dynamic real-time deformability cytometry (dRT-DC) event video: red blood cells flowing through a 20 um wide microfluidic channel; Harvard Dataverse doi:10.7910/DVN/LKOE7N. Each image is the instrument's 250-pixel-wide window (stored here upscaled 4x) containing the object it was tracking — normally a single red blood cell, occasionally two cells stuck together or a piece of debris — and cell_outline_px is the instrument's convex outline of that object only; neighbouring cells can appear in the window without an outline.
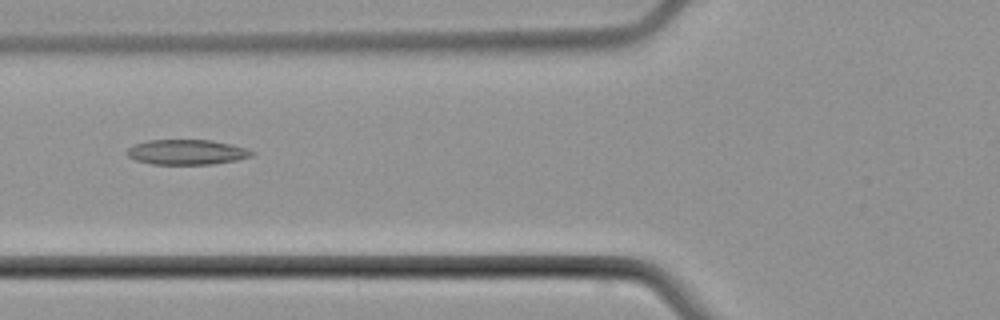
{"species": "common noctule bat (a hibernating species)", "species_latin": "Nyctalus noctula", "temperature_condition": "cold", "stored_images_in_passage": 6, "camera_frame_rate_fps": 3000, "um_per_image_px": 0.085, "animal": {"sex": "male", "body_mass_g": 21.5, "forearm_length_mm": 52.0}, "frame": {"image": 1, "passage_image": 5, "time_ms": 5.667, "image_size_px": [1000, 320], "cell_outline_px": [[256, 152], [252, 156], [236, 160], [212, 164], [152, 164], [136, 160], [128, 156], [128, 148], [132, 144], [148, 140], [212, 140], [232, 144], [248, 148]], "centroid_in_image_um": [15.91, 12.92], "position_along_channel_um": 109.9, "area_um2": 18.32}}
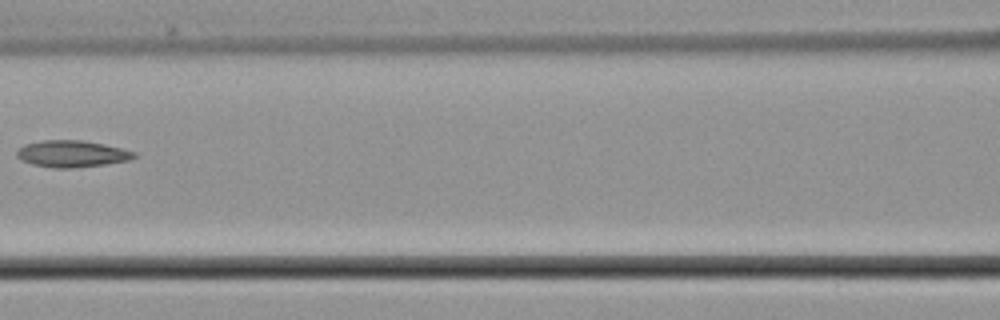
{"frame": {"image": 2, "passage_image": 6, "time_ms": 7.0, "image_size_px": [1000, 320], "cell_outline_px": [[140, 156], [128, 160], [104, 164], [76, 168], [52, 168], [32, 164], [20, 160], [16, 156], [16, 152], [24, 144], [40, 140], [84, 140], [104, 144], [136, 152]], "centroid_in_image_um": [6.1, 13.07], "position_along_channel_um": 160.5, "area_um2": 18.44}}